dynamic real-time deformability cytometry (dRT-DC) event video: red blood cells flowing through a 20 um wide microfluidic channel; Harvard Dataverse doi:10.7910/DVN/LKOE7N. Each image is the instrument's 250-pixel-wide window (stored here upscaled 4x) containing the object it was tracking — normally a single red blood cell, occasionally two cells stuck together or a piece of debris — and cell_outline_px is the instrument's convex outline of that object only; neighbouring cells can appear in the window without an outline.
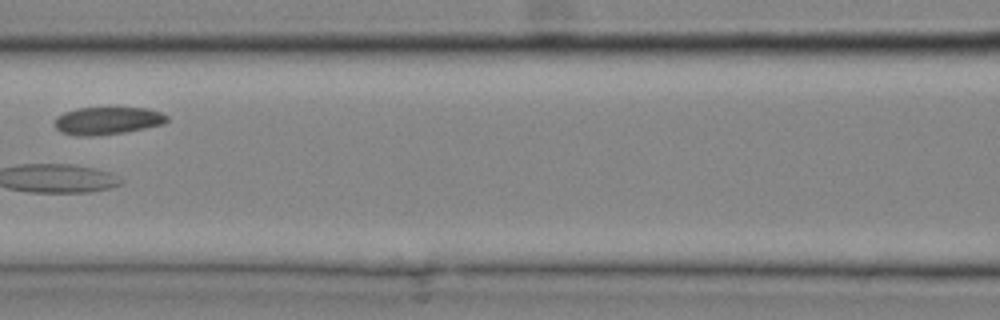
{"species": "common noctule bat (a hibernating species)", "species_latin": "Nyctalus noctula", "temperature_condition": "cold", "stored_images_in_passage": 27, "camera_frame_rate_fps": 3000, "um_per_image_px": 0.085, "animal": {"sex": "male", "body_mass_g": 20.4}, "frame": {"image": 1, "passage_image": 12, "time_ms": 3.667, "image_size_px": [1000, 320], "cell_outline_px": [[168, 120], [164, 124], [124, 132], [92, 136], [76, 136], [60, 132], [56, 128], [56, 116], [64, 112], [76, 108], [148, 108], [160, 112], [168, 116]], "centroid_in_image_um": [9.12, 10.26], "position_along_channel_um": 157.5, "area_um2": 18.03}}
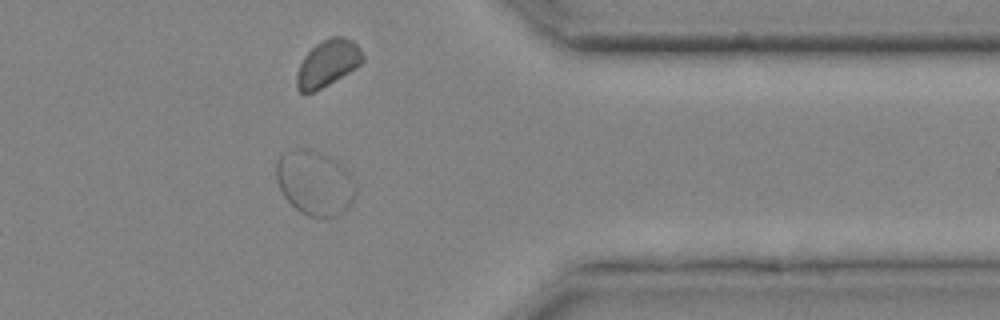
{"frame": {"image": 2, "passage_image": 23, "time_ms": 7.333, "image_size_px": [1000, 320], "cell_outline_px": [[356, 192], [352, 204], [336, 220], [308, 216], [300, 212], [284, 196], [276, 180], [276, 160], [284, 152], [300, 148], [308, 148], [328, 156], [336, 160], [352, 172], [356, 188]], "centroid_in_image_um": [26.81, 15.58], "position_along_channel_um": 384.6, "area_um2": 30.75}}